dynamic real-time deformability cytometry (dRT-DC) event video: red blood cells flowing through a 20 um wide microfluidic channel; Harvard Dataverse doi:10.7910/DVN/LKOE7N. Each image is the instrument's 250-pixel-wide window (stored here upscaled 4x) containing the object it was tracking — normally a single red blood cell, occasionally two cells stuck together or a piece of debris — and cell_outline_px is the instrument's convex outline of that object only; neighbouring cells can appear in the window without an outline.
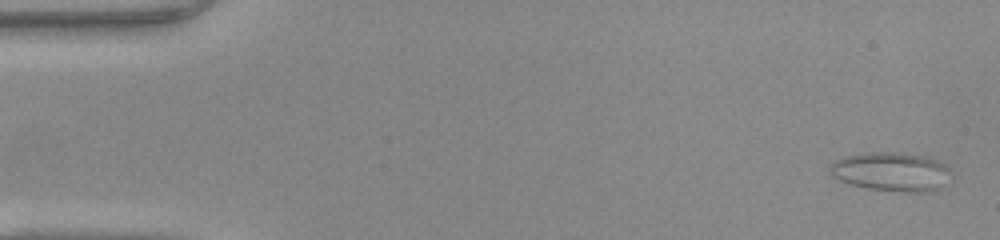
{"species": "common noctule bat (a hibernating species)", "species_latin": "Nyctalus noctula", "temperature_condition": "warm", "stored_images_in_passage": 49, "camera_frame_rate_fps": 3000, "um_per_image_px": 0.085, "animal": {"sex": "female", "body_mass_g": 22.0, "forearm_length_mm": 56.7}, "frame": {"image": 1, "passage_image": 2, "time_ms": 0.333, "image_size_px": [1000, 240], "cell_outline_px": [[952, 176], [940, 188], [932, 192], [900, 192], [864, 188], [848, 184], [832, 176], [828, 172], [828, 168], [836, 160], [844, 156], [868, 152], [904, 152], [924, 156], [936, 160], [944, 164], [948, 168]], "centroid_in_image_um": [75.75, 14.6], "position_along_channel_um": 9.2, "area_um2": 27.98}}
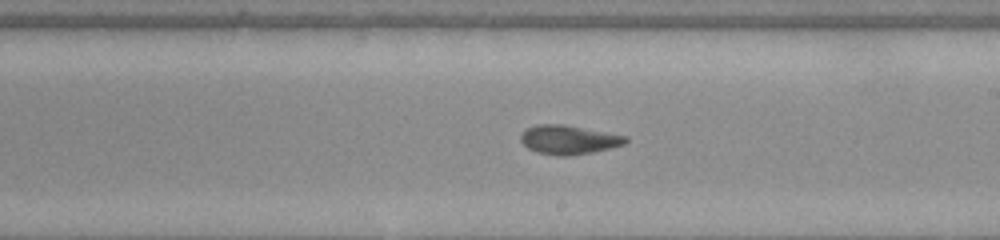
{"frame": {"image": 2, "passage_image": 28, "time_ms": 9.0, "image_size_px": [1000, 240], "cell_outline_px": [[628, 140], [624, 144], [592, 152], [568, 156], [556, 156], [536, 152], [528, 148], [520, 140], [520, 136], [528, 128], [536, 124], [564, 124], [628, 136]], "centroid_in_image_um": [48.33, 11.87], "position_along_channel_um": 240.7, "area_um2": 17.69}}
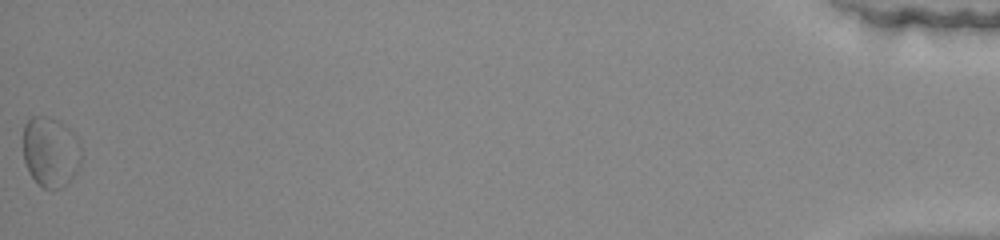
{"frame": {"image": 3, "passage_image": 49, "time_ms": 16.0, "image_size_px": [1000, 240], "cell_outline_px": [[80, 164], [76, 172], [60, 188], [44, 188], [28, 172], [24, 160], [24, 124], [32, 116], [48, 116], [68, 128], [76, 136], [80, 144]], "centroid_in_image_um": [4.28, 12.88], "position_along_channel_um": 430.9, "area_um2": 23.35}, "authors_computed_cell_mechanics": {"area_um2": 17.8024, "velocity_mm_per_s": 4.1844, "shape_relaxation_time_tau1_ms": 7.6348, "shape_relaxation_time_tau2_ms": 4.0748, "deformation_change_tau1": 0.1893, "deformation_change_tau2": 0.1235}}